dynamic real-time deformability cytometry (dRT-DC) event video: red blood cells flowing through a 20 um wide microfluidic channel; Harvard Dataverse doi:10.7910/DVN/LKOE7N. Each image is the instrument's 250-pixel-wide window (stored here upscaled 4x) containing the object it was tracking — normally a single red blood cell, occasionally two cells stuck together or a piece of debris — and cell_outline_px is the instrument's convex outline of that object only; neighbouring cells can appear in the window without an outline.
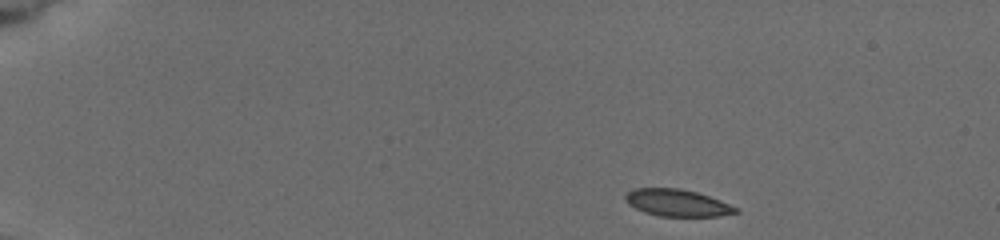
{"species": "common noctule bat (a hibernating species)", "species_latin": "Nyctalus noctula", "temperature_condition": "cold", "stored_images_in_passage": 36, "camera_frame_rate_fps": 3000, "um_per_image_px": 0.085, "animal": {"sex": "female", "body_mass_g": 19.5, "forearm_length_mm": 54.1}, "frame": {"image": 1, "passage_image": 1, "time_ms": 0.0, "image_size_px": [1000, 240], "cell_outline_px": [[740, 212], [720, 216], [660, 216], [644, 212], [628, 204], [624, 200], [624, 196], [628, 192], [636, 188], [680, 188], [696, 192], [720, 200], [740, 208]], "centroid_in_image_um": [57.58, 17.24], "position_along_channel_um": 27.4, "area_um2": 17.4}}
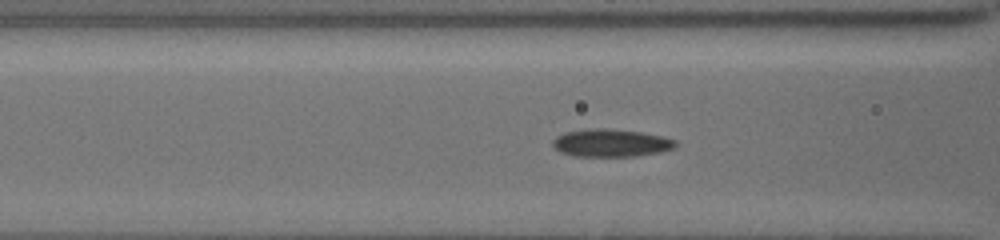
{"frame": {"image": 2, "passage_image": 25, "time_ms": 5.0, "image_size_px": [1000, 240], "cell_outline_px": [[676, 148], [660, 152], [636, 156], [572, 156], [560, 152], [552, 144], [552, 140], [556, 136], [564, 132], [592, 128], [604, 128], [640, 132], [660, 136], [676, 140]], "centroid_in_image_um": [51.91, 12.15], "position_along_channel_um": 114.7, "area_um2": 19.83}}
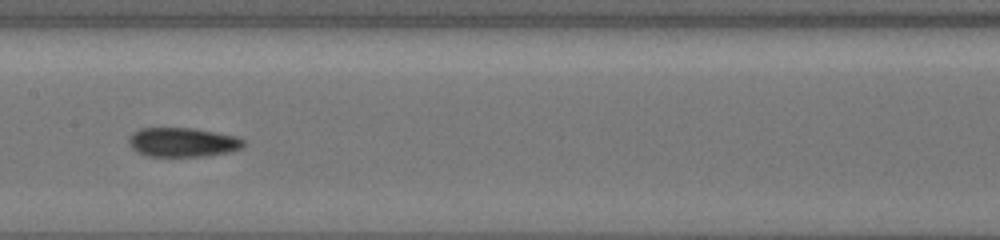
{"frame": {"image": 3, "passage_image": 35, "time_ms": 7.0, "image_size_px": [1000, 240], "cell_outline_px": [[244, 148], [228, 152], [204, 156], [148, 156], [136, 152], [128, 144], [128, 136], [132, 132], [140, 128], [192, 128], [232, 136], [244, 140]], "centroid_in_image_um": [15.46, 12.09], "position_along_channel_um": 191.9, "area_um2": 19.48}}